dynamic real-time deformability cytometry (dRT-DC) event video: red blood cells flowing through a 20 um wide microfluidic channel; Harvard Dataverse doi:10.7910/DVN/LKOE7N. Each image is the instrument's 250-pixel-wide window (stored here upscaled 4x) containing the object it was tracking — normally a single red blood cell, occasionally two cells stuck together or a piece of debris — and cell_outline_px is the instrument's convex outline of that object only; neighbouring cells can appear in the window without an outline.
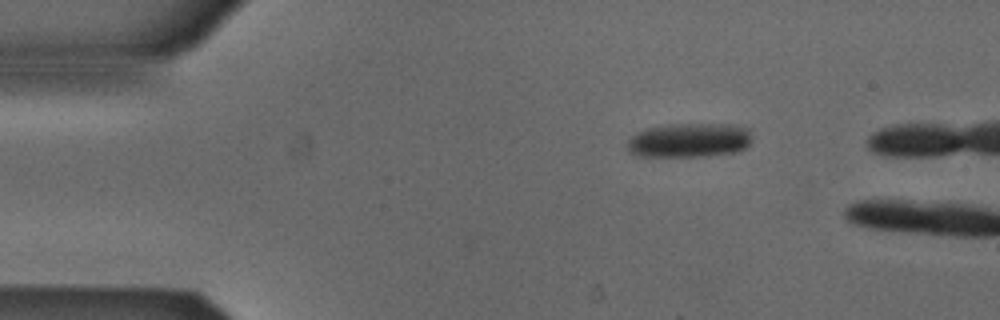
{"species": "Egyptian fruit bat (a non-hibernating species)", "species_latin": "Rousettus aegyptiacus", "temperature_condition": "cold", "stored_images_in_passage": 2, "camera_frame_rate_fps": 3000, "um_per_image_px": 0.085, "animal": {"sex": "male"}, "frame": {"image": 1, "passage_image": 1, "time_ms": 0.0, "image_size_px": [1000, 320], "cell_outline_px": [[752, 140], [744, 148], [736, 152], [708, 156], [636, 156], [628, 152], [628, 140], [636, 132], [648, 128], [668, 124], [732, 124], [748, 128]], "centroid_in_image_um": [58.58, 11.92], "position_along_channel_um": 26.4, "area_um2": 25.09}}